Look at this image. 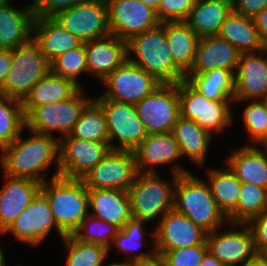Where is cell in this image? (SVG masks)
<instances>
[{
  "mask_svg": "<svg viewBox=\"0 0 267 266\" xmlns=\"http://www.w3.org/2000/svg\"><path fill=\"white\" fill-rule=\"evenodd\" d=\"M17 3L19 2L18 0H16ZM15 0H0V3H15Z\"/></svg>",
  "mask_w": 267,
  "mask_h": 266,
  "instance_id": "680465c9",
  "label": "cell"
},
{
  "mask_svg": "<svg viewBox=\"0 0 267 266\" xmlns=\"http://www.w3.org/2000/svg\"><path fill=\"white\" fill-rule=\"evenodd\" d=\"M53 18L83 42L110 34L105 0H84L71 8L58 11Z\"/></svg>",
  "mask_w": 267,
  "mask_h": 266,
  "instance_id": "e0dca14e",
  "label": "cell"
},
{
  "mask_svg": "<svg viewBox=\"0 0 267 266\" xmlns=\"http://www.w3.org/2000/svg\"><path fill=\"white\" fill-rule=\"evenodd\" d=\"M172 133L179 144L183 157L193 165L200 167L207 166V157L214 145L216 138L211 132L201 128L195 121L179 117L174 125Z\"/></svg>",
  "mask_w": 267,
  "mask_h": 266,
  "instance_id": "484cf974",
  "label": "cell"
},
{
  "mask_svg": "<svg viewBox=\"0 0 267 266\" xmlns=\"http://www.w3.org/2000/svg\"><path fill=\"white\" fill-rule=\"evenodd\" d=\"M89 214L122 229L132 217L128 191L88 189Z\"/></svg>",
  "mask_w": 267,
  "mask_h": 266,
  "instance_id": "83f0119b",
  "label": "cell"
},
{
  "mask_svg": "<svg viewBox=\"0 0 267 266\" xmlns=\"http://www.w3.org/2000/svg\"><path fill=\"white\" fill-rule=\"evenodd\" d=\"M60 242L66 253L64 266H103L110 260L105 246L80 241L73 234Z\"/></svg>",
  "mask_w": 267,
  "mask_h": 266,
  "instance_id": "8d00e7d4",
  "label": "cell"
},
{
  "mask_svg": "<svg viewBox=\"0 0 267 266\" xmlns=\"http://www.w3.org/2000/svg\"><path fill=\"white\" fill-rule=\"evenodd\" d=\"M196 0H161L156 10L161 23L186 21Z\"/></svg>",
  "mask_w": 267,
  "mask_h": 266,
  "instance_id": "ee69618b",
  "label": "cell"
},
{
  "mask_svg": "<svg viewBox=\"0 0 267 266\" xmlns=\"http://www.w3.org/2000/svg\"><path fill=\"white\" fill-rule=\"evenodd\" d=\"M33 40L50 63L61 54L83 43L53 17H35Z\"/></svg>",
  "mask_w": 267,
  "mask_h": 266,
  "instance_id": "f1b7e54d",
  "label": "cell"
},
{
  "mask_svg": "<svg viewBox=\"0 0 267 266\" xmlns=\"http://www.w3.org/2000/svg\"><path fill=\"white\" fill-rule=\"evenodd\" d=\"M233 5L236 13L254 17L267 7V0H233Z\"/></svg>",
  "mask_w": 267,
  "mask_h": 266,
  "instance_id": "7dc6e473",
  "label": "cell"
},
{
  "mask_svg": "<svg viewBox=\"0 0 267 266\" xmlns=\"http://www.w3.org/2000/svg\"><path fill=\"white\" fill-rule=\"evenodd\" d=\"M0 3V49H15L33 39L32 3Z\"/></svg>",
  "mask_w": 267,
  "mask_h": 266,
  "instance_id": "603a6c76",
  "label": "cell"
},
{
  "mask_svg": "<svg viewBox=\"0 0 267 266\" xmlns=\"http://www.w3.org/2000/svg\"><path fill=\"white\" fill-rule=\"evenodd\" d=\"M225 157V164L241 183L267 188V157L258 145H238Z\"/></svg>",
  "mask_w": 267,
  "mask_h": 266,
  "instance_id": "4316f807",
  "label": "cell"
},
{
  "mask_svg": "<svg viewBox=\"0 0 267 266\" xmlns=\"http://www.w3.org/2000/svg\"><path fill=\"white\" fill-rule=\"evenodd\" d=\"M3 236L2 233H0V237ZM1 243V242H0ZM5 246L3 247L2 244H0V266H9V264H6V255H5Z\"/></svg>",
  "mask_w": 267,
  "mask_h": 266,
  "instance_id": "f5cc1de1",
  "label": "cell"
},
{
  "mask_svg": "<svg viewBox=\"0 0 267 266\" xmlns=\"http://www.w3.org/2000/svg\"><path fill=\"white\" fill-rule=\"evenodd\" d=\"M148 224L150 223L145 220L131 217L124 227L117 232L109 248V259H111L110 253L114 249L115 251L118 250L120 254L125 255L123 256L125 259L122 258L120 262L127 266L156 261L158 256L155 248L154 227L149 229L150 225L148 226ZM146 227L149 229V232ZM148 240L149 242H147ZM146 243L150 244V247ZM146 246H148V249Z\"/></svg>",
  "mask_w": 267,
  "mask_h": 266,
  "instance_id": "d6986e66",
  "label": "cell"
},
{
  "mask_svg": "<svg viewBox=\"0 0 267 266\" xmlns=\"http://www.w3.org/2000/svg\"><path fill=\"white\" fill-rule=\"evenodd\" d=\"M110 34L126 42L133 36L158 26L156 10L140 0H105Z\"/></svg>",
  "mask_w": 267,
  "mask_h": 266,
  "instance_id": "2e32d148",
  "label": "cell"
},
{
  "mask_svg": "<svg viewBox=\"0 0 267 266\" xmlns=\"http://www.w3.org/2000/svg\"><path fill=\"white\" fill-rule=\"evenodd\" d=\"M263 51L266 53L267 55V39L263 41Z\"/></svg>",
  "mask_w": 267,
  "mask_h": 266,
  "instance_id": "91938a15",
  "label": "cell"
},
{
  "mask_svg": "<svg viewBox=\"0 0 267 266\" xmlns=\"http://www.w3.org/2000/svg\"><path fill=\"white\" fill-rule=\"evenodd\" d=\"M173 209L207 233L228 223L205 179L193 171L177 176Z\"/></svg>",
  "mask_w": 267,
  "mask_h": 266,
  "instance_id": "3957f363",
  "label": "cell"
},
{
  "mask_svg": "<svg viewBox=\"0 0 267 266\" xmlns=\"http://www.w3.org/2000/svg\"><path fill=\"white\" fill-rule=\"evenodd\" d=\"M252 230L256 253L267 249V210L247 223Z\"/></svg>",
  "mask_w": 267,
  "mask_h": 266,
  "instance_id": "bcb514c9",
  "label": "cell"
},
{
  "mask_svg": "<svg viewBox=\"0 0 267 266\" xmlns=\"http://www.w3.org/2000/svg\"><path fill=\"white\" fill-rule=\"evenodd\" d=\"M84 0H32L35 17H53L58 11L71 8Z\"/></svg>",
  "mask_w": 267,
  "mask_h": 266,
  "instance_id": "f6af8a7d",
  "label": "cell"
},
{
  "mask_svg": "<svg viewBox=\"0 0 267 266\" xmlns=\"http://www.w3.org/2000/svg\"><path fill=\"white\" fill-rule=\"evenodd\" d=\"M165 37L174 62L187 73L193 66L200 37L185 21L165 22Z\"/></svg>",
  "mask_w": 267,
  "mask_h": 266,
  "instance_id": "1f68e13d",
  "label": "cell"
},
{
  "mask_svg": "<svg viewBox=\"0 0 267 266\" xmlns=\"http://www.w3.org/2000/svg\"><path fill=\"white\" fill-rule=\"evenodd\" d=\"M51 71L39 45L30 42L12 49V63L0 95L23 101L31 88Z\"/></svg>",
  "mask_w": 267,
  "mask_h": 266,
  "instance_id": "ba28073f",
  "label": "cell"
},
{
  "mask_svg": "<svg viewBox=\"0 0 267 266\" xmlns=\"http://www.w3.org/2000/svg\"><path fill=\"white\" fill-rule=\"evenodd\" d=\"M133 152L138 172L161 173L164 166L169 167L170 174L172 172V174L181 175L192 172L182 165L185 162H182L179 144L172 132L147 134Z\"/></svg>",
  "mask_w": 267,
  "mask_h": 266,
  "instance_id": "7c38bea8",
  "label": "cell"
},
{
  "mask_svg": "<svg viewBox=\"0 0 267 266\" xmlns=\"http://www.w3.org/2000/svg\"><path fill=\"white\" fill-rule=\"evenodd\" d=\"M112 260H110V261H108V263L106 262L103 266H127L126 264H124V263H122V262H120V261H112Z\"/></svg>",
  "mask_w": 267,
  "mask_h": 266,
  "instance_id": "6f0895ef",
  "label": "cell"
},
{
  "mask_svg": "<svg viewBox=\"0 0 267 266\" xmlns=\"http://www.w3.org/2000/svg\"><path fill=\"white\" fill-rule=\"evenodd\" d=\"M261 254L267 259V249H265Z\"/></svg>",
  "mask_w": 267,
  "mask_h": 266,
  "instance_id": "94428289",
  "label": "cell"
},
{
  "mask_svg": "<svg viewBox=\"0 0 267 266\" xmlns=\"http://www.w3.org/2000/svg\"><path fill=\"white\" fill-rule=\"evenodd\" d=\"M234 99H267V55L263 50L240 54L234 74Z\"/></svg>",
  "mask_w": 267,
  "mask_h": 266,
  "instance_id": "44dd1931",
  "label": "cell"
},
{
  "mask_svg": "<svg viewBox=\"0 0 267 266\" xmlns=\"http://www.w3.org/2000/svg\"><path fill=\"white\" fill-rule=\"evenodd\" d=\"M25 128L22 102L0 95V150L11 144Z\"/></svg>",
  "mask_w": 267,
  "mask_h": 266,
  "instance_id": "ab89813d",
  "label": "cell"
},
{
  "mask_svg": "<svg viewBox=\"0 0 267 266\" xmlns=\"http://www.w3.org/2000/svg\"><path fill=\"white\" fill-rule=\"evenodd\" d=\"M177 176L171 173L170 178L165 179L162 172H138L128 189L132 217L145 220L154 227L165 213L173 209Z\"/></svg>",
  "mask_w": 267,
  "mask_h": 266,
  "instance_id": "5b68a950",
  "label": "cell"
},
{
  "mask_svg": "<svg viewBox=\"0 0 267 266\" xmlns=\"http://www.w3.org/2000/svg\"><path fill=\"white\" fill-rule=\"evenodd\" d=\"M111 150L109 142L62 137L59 140L60 176L67 179H82Z\"/></svg>",
  "mask_w": 267,
  "mask_h": 266,
  "instance_id": "ac0fdd59",
  "label": "cell"
},
{
  "mask_svg": "<svg viewBox=\"0 0 267 266\" xmlns=\"http://www.w3.org/2000/svg\"><path fill=\"white\" fill-rule=\"evenodd\" d=\"M206 242L208 251L223 266H242L256 254L253 233L247 223L228 222L207 233Z\"/></svg>",
  "mask_w": 267,
  "mask_h": 266,
  "instance_id": "5bb4252c",
  "label": "cell"
},
{
  "mask_svg": "<svg viewBox=\"0 0 267 266\" xmlns=\"http://www.w3.org/2000/svg\"><path fill=\"white\" fill-rule=\"evenodd\" d=\"M240 52L219 35L200 38L193 66L186 74H201L221 68L235 74Z\"/></svg>",
  "mask_w": 267,
  "mask_h": 266,
  "instance_id": "d4e9b609",
  "label": "cell"
},
{
  "mask_svg": "<svg viewBox=\"0 0 267 266\" xmlns=\"http://www.w3.org/2000/svg\"><path fill=\"white\" fill-rule=\"evenodd\" d=\"M178 96L181 117L195 121L217 138L233 129L237 120L233 114V100H210L186 79L178 82Z\"/></svg>",
  "mask_w": 267,
  "mask_h": 266,
  "instance_id": "8992f818",
  "label": "cell"
},
{
  "mask_svg": "<svg viewBox=\"0 0 267 266\" xmlns=\"http://www.w3.org/2000/svg\"><path fill=\"white\" fill-rule=\"evenodd\" d=\"M68 136L83 140L109 142L105 113L94 99L84 107L79 120Z\"/></svg>",
  "mask_w": 267,
  "mask_h": 266,
  "instance_id": "74e56055",
  "label": "cell"
},
{
  "mask_svg": "<svg viewBox=\"0 0 267 266\" xmlns=\"http://www.w3.org/2000/svg\"><path fill=\"white\" fill-rule=\"evenodd\" d=\"M86 92V88H79L66 100L37 107H23L25 128L55 136L59 140L68 136L84 107L94 98L86 95Z\"/></svg>",
  "mask_w": 267,
  "mask_h": 266,
  "instance_id": "52a82bcc",
  "label": "cell"
},
{
  "mask_svg": "<svg viewBox=\"0 0 267 266\" xmlns=\"http://www.w3.org/2000/svg\"><path fill=\"white\" fill-rule=\"evenodd\" d=\"M156 250H172L207 244V232L174 209L165 213L154 225Z\"/></svg>",
  "mask_w": 267,
  "mask_h": 266,
  "instance_id": "ffe728a7",
  "label": "cell"
},
{
  "mask_svg": "<svg viewBox=\"0 0 267 266\" xmlns=\"http://www.w3.org/2000/svg\"><path fill=\"white\" fill-rule=\"evenodd\" d=\"M135 108L147 134L172 132L180 117L178 83H162Z\"/></svg>",
  "mask_w": 267,
  "mask_h": 266,
  "instance_id": "8fae6325",
  "label": "cell"
},
{
  "mask_svg": "<svg viewBox=\"0 0 267 266\" xmlns=\"http://www.w3.org/2000/svg\"><path fill=\"white\" fill-rule=\"evenodd\" d=\"M255 27L262 41L267 39V7L253 17Z\"/></svg>",
  "mask_w": 267,
  "mask_h": 266,
  "instance_id": "681fc988",
  "label": "cell"
},
{
  "mask_svg": "<svg viewBox=\"0 0 267 266\" xmlns=\"http://www.w3.org/2000/svg\"><path fill=\"white\" fill-rule=\"evenodd\" d=\"M0 166L2 174L11 178L41 184L56 178L60 176L59 139L24 128L11 144L0 150Z\"/></svg>",
  "mask_w": 267,
  "mask_h": 266,
  "instance_id": "6da1fadb",
  "label": "cell"
},
{
  "mask_svg": "<svg viewBox=\"0 0 267 266\" xmlns=\"http://www.w3.org/2000/svg\"><path fill=\"white\" fill-rule=\"evenodd\" d=\"M138 170L131 150H111L81 179L88 189L128 191Z\"/></svg>",
  "mask_w": 267,
  "mask_h": 266,
  "instance_id": "9a60e30c",
  "label": "cell"
},
{
  "mask_svg": "<svg viewBox=\"0 0 267 266\" xmlns=\"http://www.w3.org/2000/svg\"><path fill=\"white\" fill-rule=\"evenodd\" d=\"M80 87L72 80L53 74L42 77L22 101V107H37L70 98Z\"/></svg>",
  "mask_w": 267,
  "mask_h": 266,
  "instance_id": "836d02e7",
  "label": "cell"
},
{
  "mask_svg": "<svg viewBox=\"0 0 267 266\" xmlns=\"http://www.w3.org/2000/svg\"><path fill=\"white\" fill-rule=\"evenodd\" d=\"M119 230L115 225L89 214L73 235L80 241L99 244L109 249Z\"/></svg>",
  "mask_w": 267,
  "mask_h": 266,
  "instance_id": "b9f144b4",
  "label": "cell"
},
{
  "mask_svg": "<svg viewBox=\"0 0 267 266\" xmlns=\"http://www.w3.org/2000/svg\"><path fill=\"white\" fill-rule=\"evenodd\" d=\"M50 65L53 74L70 79L80 88H85L84 84L80 83L81 79L79 78L85 74L89 77L85 42L61 54Z\"/></svg>",
  "mask_w": 267,
  "mask_h": 266,
  "instance_id": "60d3db41",
  "label": "cell"
},
{
  "mask_svg": "<svg viewBox=\"0 0 267 266\" xmlns=\"http://www.w3.org/2000/svg\"><path fill=\"white\" fill-rule=\"evenodd\" d=\"M40 192L46 197L57 227L72 235L89 215L88 188L81 179L58 176L41 184Z\"/></svg>",
  "mask_w": 267,
  "mask_h": 266,
  "instance_id": "277c9868",
  "label": "cell"
},
{
  "mask_svg": "<svg viewBox=\"0 0 267 266\" xmlns=\"http://www.w3.org/2000/svg\"><path fill=\"white\" fill-rule=\"evenodd\" d=\"M128 60L161 83H178L186 73L174 62L167 46L165 22L127 41Z\"/></svg>",
  "mask_w": 267,
  "mask_h": 266,
  "instance_id": "7a4b0ae2",
  "label": "cell"
},
{
  "mask_svg": "<svg viewBox=\"0 0 267 266\" xmlns=\"http://www.w3.org/2000/svg\"><path fill=\"white\" fill-rule=\"evenodd\" d=\"M267 210V188L242 183L236 209L227 217L228 222L248 223Z\"/></svg>",
  "mask_w": 267,
  "mask_h": 266,
  "instance_id": "f35d334b",
  "label": "cell"
},
{
  "mask_svg": "<svg viewBox=\"0 0 267 266\" xmlns=\"http://www.w3.org/2000/svg\"><path fill=\"white\" fill-rule=\"evenodd\" d=\"M245 102L247 103L246 105ZM244 103V104H243ZM239 104L241 108V116L239 117L243 124V132L246 133L247 139L245 145H258L267 137V100H233V113L235 106ZM242 104V106L240 105Z\"/></svg>",
  "mask_w": 267,
  "mask_h": 266,
  "instance_id": "d590c367",
  "label": "cell"
},
{
  "mask_svg": "<svg viewBox=\"0 0 267 266\" xmlns=\"http://www.w3.org/2000/svg\"><path fill=\"white\" fill-rule=\"evenodd\" d=\"M133 266H165L159 259L150 263L136 264Z\"/></svg>",
  "mask_w": 267,
  "mask_h": 266,
  "instance_id": "11a10c76",
  "label": "cell"
},
{
  "mask_svg": "<svg viewBox=\"0 0 267 266\" xmlns=\"http://www.w3.org/2000/svg\"><path fill=\"white\" fill-rule=\"evenodd\" d=\"M199 266H223V264L209 251H207Z\"/></svg>",
  "mask_w": 267,
  "mask_h": 266,
  "instance_id": "816d5d0a",
  "label": "cell"
},
{
  "mask_svg": "<svg viewBox=\"0 0 267 266\" xmlns=\"http://www.w3.org/2000/svg\"><path fill=\"white\" fill-rule=\"evenodd\" d=\"M89 78L100 83L128 60L127 42L109 34L85 42Z\"/></svg>",
  "mask_w": 267,
  "mask_h": 266,
  "instance_id": "7402d4cb",
  "label": "cell"
},
{
  "mask_svg": "<svg viewBox=\"0 0 267 266\" xmlns=\"http://www.w3.org/2000/svg\"><path fill=\"white\" fill-rule=\"evenodd\" d=\"M258 147L265 153L266 157H267V137L258 144Z\"/></svg>",
  "mask_w": 267,
  "mask_h": 266,
  "instance_id": "9f6ffc18",
  "label": "cell"
},
{
  "mask_svg": "<svg viewBox=\"0 0 267 266\" xmlns=\"http://www.w3.org/2000/svg\"><path fill=\"white\" fill-rule=\"evenodd\" d=\"M140 1H142L145 5L150 6L155 10H157L161 0H140Z\"/></svg>",
  "mask_w": 267,
  "mask_h": 266,
  "instance_id": "db71d44e",
  "label": "cell"
},
{
  "mask_svg": "<svg viewBox=\"0 0 267 266\" xmlns=\"http://www.w3.org/2000/svg\"><path fill=\"white\" fill-rule=\"evenodd\" d=\"M218 35L240 53L263 50V41L255 27L253 17L233 11L222 24Z\"/></svg>",
  "mask_w": 267,
  "mask_h": 266,
  "instance_id": "d6a6232c",
  "label": "cell"
},
{
  "mask_svg": "<svg viewBox=\"0 0 267 266\" xmlns=\"http://www.w3.org/2000/svg\"><path fill=\"white\" fill-rule=\"evenodd\" d=\"M2 175L0 187V233H3L31 204L40 192L41 183Z\"/></svg>",
  "mask_w": 267,
  "mask_h": 266,
  "instance_id": "cb8c5ba5",
  "label": "cell"
},
{
  "mask_svg": "<svg viewBox=\"0 0 267 266\" xmlns=\"http://www.w3.org/2000/svg\"><path fill=\"white\" fill-rule=\"evenodd\" d=\"M233 11V0H196L185 22L200 38L218 35Z\"/></svg>",
  "mask_w": 267,
  "mask_h": 266,
  "instance_id": "f546056e",
  "label": "cell"
},
{
  "mask_svg": "<svg viewBox=\"0 0 267 266\" xmlns=\"http://www.w3.org/2000/svg\"><path fill=\"white\" fill-rule=\"evenodd\" d=\"M221 164L224 166L220 165L218 168L209 167L208 164L200 167V171L204 168L202 172L206 175L203 178L217 206L227 218L236 209L242 183L225 163Z\"/></svg>",
  "mask_w": 267,
  "mask_h": 266,
  "instance_id": "4dcf8cb0",
  "label": "cell"
},
{
  "mask_svg": "<svg viewBox=\"0 0 267 266\" xmlns=\"http://www.w3.org/2000/svg\"><path fill=\"white\" fill-rule=\"evenodd\" d=\"M53 230L56 231L60 241L66 236L57 227L46 197L39 192L2 235L9 234L13 237L11 242H21L31 249H39L52 235Z\"/></svg>",
  "mask_w": 267,
  "mask_h": 266,
  "instance_id": "9c48e42d",
  "label": "cell"
},
{
  "mask_svg": "<svg viewBox=\"0 0 267 266\" xmlns=\"http://www.w3.org/2000/svg\"><path fill=\"white\" fill-rule=\"evenodd\" d=\"M242 266H267V259L261 253H256L251 259H248Z\"/></svg>",
  "mask_w": 267,
  "mask_h": 266,
  "instance_id": "f907efd6",
  "label": "cell"
},
{
  "mask_svg": "<svg viewBox=\"0 0 267 266\" xmlns=\"http://www.w3.org/2000/svg\"><path fill=\"white\" fill-rule=\"evenodd\" d=\"M93 99L105 113L111 149L133 151L147 136L135 105L105 99L100 94Z\"/></svg>",
  "mask_w": 267,
  "mask_h": 266,
  "instance_id": "30bf717a",
  "label": "cell"
},
{
  "mask_svg": "<svg viewBox=\"0 0 267 266\" xmlns=\"http://www.w3.org/2000/svg\"><path fill=\"white\" fill-rule=\"evenodd\" d=\"M207 251L208 245L200 244L172 250H156V253L165 266H199Z\"/></svg>",
  "mask_w": 267,
  "mask_h": 266,
  "instance_id": "7bdbcfd3",
  "label": "cell"
},
{
  "mask_svg": "<svg viewBox=\"0 0 267 266\" xmlns=\"http://www.w3.org/2000/svg\"><path fill=\"white\" fill-rule=\"evenodd\" d=\"M161 84L156 77L127 60L101 82L104 89L100 95L105 99L135 105Z\"/></svg>",
  "mask_w": 267,
  "mask_h": 266,
  "instance_id": "4fadbf2b",
  "label": "cell"
},
{
  "mask_svg": "<svg viewBox=\"0 0 267 266\" xmlns=\"http://www.w3.org/2000/svg\"><path fill=\"white\" fill-rule=\"evenodd\" d=\"M12 63V50L0 49V89L4 86Z\"/></svg>",
  "mask_w": 267,
  "mask_h": 266,
  "instance_id": "c3c4849f",
  "label": "cell"
},
{
  "mask_svg": "<svg viewBox=\"0 0 267 266\" xmlns=\"http://www.w3.org/2000/svg\"><path fill=\"white\" fill-rule=\"evenodd\" d=\"M185 79L210 100H234V74L215 68L201 74H186Z\"/></svg>",
  "mask_w": 267,
  "mask_h": 266,
  "instance_id": "e575fe53",
  "label": "cell"
}]
</instances>
